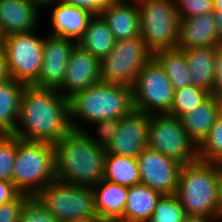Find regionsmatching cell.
<instances>
[{
  "instance_id": "obj_1",
  "label": "cell",
  "mask_w": 222,
  "mask_h": 222,
  "mask_svg": "<svg viewBox=\"0 0 222 222\" xmlns=\"http://www.w3.org/2000/svg\"><path fill=\"white\" fill-rule=\"evenodd\" d=\"M73 130L68 98L56 89L24 87L14 136L55 144Z\"/></svg>"
},
{
  "instance_id": "obj_2",
  "label": "cell",
  "mask_w": 222,
  "mask_h": 222,
  "mask_svg": "<svg viewBox=\"0 0 222 222\" xmlns=\"http://www.w3.org/2000/svg\"><path fill=\"white\" fill-rule=\"evenodd\" d=\"M106 147L73 130L54 144L55 179L94 186L103 180Z\"/></svg>"
},
{
  "instance_id": "obj_3",
  "label": "cell",
  "mask_w": 222,
  "mask_h": 222,
  "mask_svg": "<svg viewBox=\"0 0 222 222\" xmlns=\"http://www.w3.org/2000/svg\"><path fill=\"white\" fill-rule=\"evenodd\" d=\"M69 102L71 124L77 131L84 130L77 119L90 125L112 118L121 119L134 109L131 86L104 81L75 93Z\"/></svg>"
},
{
  "instance_id": "obj_4",
  "label": "cell",
  "mask_w": 222,
  "mask_h": 222,
  "mask_svg": "<svg viewBox=\"0 0 222 222\" xmlns=\"http://www.w3.org/2000/svg\"><path fill=\"white\" fill-rule=\"evenodd\" d=\"M175 194L186 215L222 217L216 163L196 160L182 165Z\"/></svg>"
},
{
  "instance_id": "obj_5",
  "label": "cell",
  "mask_w": 222,
  "mask_h": 222,
  "mask_svg": "<svg viewBox=\"0 0 222 222\" xmlns=\"http://www.w3.org/2000/svg\"><path fill=\"white\" fill-rule=\"evenodd\" d=\"M55 180L54 144L16 137L12 182L22 194L35 196Z\"/></svg>"
},
{
  "instance_id": "obj_6",
  "label": "cell",
  "mask_w": 222,
  "mask_h": 222,
  "mask_svg": "<svg viewBox=\"0 0 222 222\" xmlns=\"http://www.w3.org/2000/svg\"><path fill=\"white\" fill-rule=\"evenodd\" d=\"M140 13V36L154 54L177 48L180 17L174 0H136Z\"/></svg>"
},
{
  "instance_id": "obj_7",
  "label": "cell",
  "mask_w": 222,
  "mask_h": 222,
  "mask_svg": "<svg viewBox=\"0 0 222 222\" xmlns=\"http://www.w3.org/2000/svg\"><path fill=\"white\" fill-rule=\"evenodd\" d=\"M35 197L60 222L99 217L91 186L70 184L55 179L42 188Z\"/></svg>"
},
{
  "instance_id": "obj_8",
  "label": "cell",
  "mask_w": 222,
  "mask_h": 222,
  "mask_svg": "<svg viewBox=\"0 0 222 222\" xmlns=\"http://www.w3.org/2000/svg\"><path fill=\"white\" fill-rule=\"evenodd\" d=\"M131 87L135 110L148 115L169 112L175 90L164 68L154 57L141 67Z\"/></svg>"
},
{
  "instance_id": "obj_9",
  "label": "cell",
  "mask_w": 222,
  "mask_h": 222,
  "mask_svg": "<svg viewBox=\"0 0 222 222\" xmlns=\"http://www.w3.org/2000/svg\"><path fill=\"white\" fill-rule=\"evenodd\" d=\"M147 147L182 165L198 160V147L188 137L180 119L168 114L150 115Z\"/></svg>"
},
{
  "instance_id": "obj_10",
  "label": "cell",
  "mask_w": 222,
  "mask_h": 222,
  "mask_svg": "<svg viewBox=\"0 0 222 222\" xmlns=\"http://www.w3.org/2000/svg\"><path fill=\"white\" fill-rule=\"evenodd\" d=\"M34 32L8 35L3 40L9 76L25 85L38 80L44 59V38Z\"/></svg>"
},
{
  "instance_id": "obj_11",
  "label": "cell",
  "mask_w": 222,
  "mask_h": 222,
  "mask_svg": "<svg viewBox=\"0 0 222 222\" xmlns=\"http://www.w3.org/2000/svg\"><path fill=\"white\" fill-rule=\"evenodd\" d=\"M152 57L141 36L118 40L111 52L100 60L101 79L132 86L141 67Z\"/></svg>"
},
{
  "instance_id": "obj_12",
  "label": "cell",
  "mask_w": 222,
  "mask_h": 222,
  "mask_svg": "<svg viewBox=\"0 0 222 222\" xmlns=\"http://www.w3.org/2000/svg\"><path fill=\"white\" fill-rule=\"evenodd\" d=\"M137 161L141 184L162 195L176 193L181 163L149 147L138 155Z\"/></svg>"
},
{
  "instance_id": "obj_13",
  "label": "cell",
  "mask_w": 222,
  "mask_h": 222,
  "mask_svg": "<svg viewBox=\"0 0 222 222\" xmlns=\"http://www.w3.org/2000/svg\"><path fill=\"white\" fill-rule=\"evenodd\" d=\"M150 115L133 109L120 119L118 132L106 147V153L137 158L147 147Z\"/></svg>"
},
{
  "instance_id": "obj_14",
  "label": "cell",
  "mask_w": 222,
  "mask_h": 222,
  "mask_svg": "<svg viewBox=\"0 0 222 222\" xmlns=\"http://www.w3.org/2000/svg\"><path fill=\"white\" fill-rule=\"evenodd\" d=\"M100 81V59L76 43L70 52L63 84L58 91L69 99Z\"/></svg>"
},
{
  "instance_id": "obj_15",
  "label": "cell",
  "mask_w": 222,
  "mask_h": 222,
  "mask_svg": "<svg viewBox=\"0 0 222 222\" xmlns=\"http://www.w3.org/2000/svg\"><path fill=\"white\" fill-rule=\"evenodd\" d=\"M76 42L59 36L44 37L43 63L38 80L33 86L58 90L67 71V63Z\"/></svg>"
},
{
  "instance_id": "obj_16",
  "label": "cell",
  "mask_w": 222,
  "mask_h": 222,
  "mask_svg": "<svg viewBox=\"0 0 222 222\" xmlns=\"http://www.w3.org/2000/svg\"><path fill=\"white\" fill-rule=\"evenodd\" d=\"M39 10L29 0H0V31L3 37L36 31L41 23Z\"/></svg>"
},
{
  "instance_id": "obj_17",
  "label": "cell",
  "mask_w": 222,
  "mask_h": 222,
  "mask_svg": "<svg viewBox=\"0 0 222 222\" xmlns=\"http://www.w3.org/2000/svg\"><path fill=\"white\" fill-rule=\"evenodd\" d=\"M215 13L180 18L177 48L221 47Z\"/></svg>"
},
{
  "instance_id": "obj_18",
  "label": "cell",
  "mask_w": 222,
  "mask_h": 222,
  "mask_svg": "<svg viewBox=\"0 0 222 222\" xmlns=\"http://www.w3.org/2000/svg\"><path fill=\"white\" fill-rule=\"evenodd\" d=\"M51 10V36H59L74 40L76 43L83 36L89 19L93 16L87 9L65 4L57 0Z\"/></svg>"
},
{
  "instance_id": "obj_19",
  "label": "cell",
  "mask_w": 222,
  "mask_h": 222,
  "mask_svg": "<svg viewBox=\"0 0 222 222\" xmlns=\"http://www.w3.org/2000/svg\"><path fill=\"white\" fill-rule=\"evenodd\" d=\"M100 15L116 41L140 36V13L136 0H117L102 10Z\"/></svg>"
},
{
  "instance_id": "obj_20",
  "label": "cell",
  "mask_w": 222,
  "mask_h": 222,
  "mask_svg": "<svg viewBox=\"0 0 222 222\" xmlns=\"http://www.w3.org/2000/svg\"><path fill=\"white\" fill-rule=\"evenodd\" d=\"M221 112V101L210 94L201 104L179 119L188 137L198 147L208 136Z\"/></svg>"
},
{
  "instance_id": "obj_21",
  "label": "cell",
  "mask_w": 222,
  "mask_h": 222,
  "mask_svg": "<svg viewBox=\"0 0 222 222\" xmlns=\"http://www.w3.org/2000/svg\"><path fill=\"white\" fill-rule=\"evenodd\" d=\"M92 188L98 216L105 222H118L124 214L128 187L103 179Z\"/></svg>"
},
{
  "instance_id": "obj_22",
  "label": "cell",
  "mask_w": 222,
  "mask_h": 222,
  "mask_svg": "<svg viewBox=\"0 0 222 222\" xmlns=\"http://www.w3.org/2000/svg\"><path fill=\"white\" fill-rule=\"evenodd\" d=\"M185 53L191 84L208 91L213 89L217 47L186 48Z\"/></svg>"
},
{
  "instance_id": "obj_23",
  "label": "cell",
  "mask_w": 222,
  "mask_h": 222,
  "mask_svg": "<svg viewBox=\"0 0 222 222\" xmlns=\"http://www.w3.org/2000/svg\"><path fill=\"white\" fill-rule=\"evenodd\" d=\"M161 195L141 183L128 187L124 214L118 222H149Z\"/></svg>"
},
{
  "instance_id": "obj_24",
  "label": "cell",
  "mask_w": 222,
  "mask_h": 222,
  "mask_svg": "<svg viewBox=\"0 0 222 222\" xmlns=\"http://www.w3.org/2000/svg\"><path fill=\"white\" fill-rule=\"evenodd\" d=\"M26 85L12 78L0 82V134H13Z\"/></svg>"
},
{
  "instance_id": "obj_25",
  "label": "cell",
  "mask_w": 222,
  "mask_h": 222,
  "mask_svg": "<svg viewBox=\"0 0 222 222\" xmlns=\"http://www.w3.org/2000/svg\"><path fill=\"white\" fill-rule=\"evenodd\" d=\"M115 42L113 32L98 14L89 19L87 28L77 44L101 60L111 52Z\"/></svg>"
},
{
  "instance_id": "obj_26",
  "label": "cell",
  "mask_w": 222,
  "mask_h": 222,
  "mask_svg": "<svg viewBox=\"0 0 222 222\" xmlns=\"http://www.w3.org/2000/svg\"><path fill=\"white\" fill-rule=\"evenodd\" d=\"M103 179L126 187L140 184L137 158L106 153Z\"/></svg>"
},
{
  "instance_id": "obj_27",
  "label": "cell",
  "mask_w": 222,
  "mask_h": 222,
  "mask_svg": "<svg viewBox=\"0 0 222 222\" xmlns=\"http://www.w3.org/2000/svg\"><path fill=\"white\" fill-rule=\"evenodd\" d=\"M153 57L164 68L174 90L191 86L188 65L182 49H163L153 54Z\"/></svg>"
},
{
  "instance_id": "obj_28",
  "label": "cell",
  "mask_w": 222,
  "mask_h": 222,
  "mask_svg": "<svg viewBox=\"0 0 222 222\" xmlns=\"http://www.w3.org/2000/svg\"><path fill=\"white\" fill-rule=\"evenodd\" d=\"M210 93L193 85L174 91L173 102L168 115L180 118L201 104Z\"/></svg>"
},
{
  "instance_id": "obj_29",
  "label": "cell",
  "mask_w": 222,
  "mask_h": 222,
  "mask_svg": "<svg viewBox=\"0 0 222 222\" xmlns=\"http://www.w3.org/2000/svg\"><path fill=\"white\" fill-rule=\"evenodd\" d=\"M186 212L176 194L161 195L149 222H184Z\"/></svg>"
},
{
  "instance_id": "obj_30",
  "label": "cell",
  "mask_w": 222,
  "mask_h": 222,
  "mask_svg": "<svg viewBox=\"0 0 222 222\" xmlns=\"http://www.w3.org/2000/svg\"><path fill=\"white\" fill-rule=\"evenodd\" d=\"M198 160L213 163L222 161V112L218 115L208 136L198 146Z\"/></svg>"
},
{
  "instance_id": "obj_31",
  "label": "cell",
  "mask_w": 222,
  "mask_h": 222,
  "mask_svg": "<svg viewBox=\"0 0 222 222\" xmlns=\"http://www.w3.org/2000/svg\"><path fill=\"white\" fill-rule=\"evenodd\" d=\"M16 158V136L0 134V180L12 182Z\"/></svg>"
},
{
  "instance_id": "obj_32",
  "label": "cell",
  "mask_w": 222,
  "mask_h": 222,
  "mask_svg": "<svg viewBox=\"0 0 222 222\" xmlns=\"http://www.w3.org/2000/svg\"><path fill=\"white\" fill-rule=\"evenodd\" d=\"M19 222H60L35 197H29L22 207Z\"/></svg>"
},
{
  "instance_id": "obj_33",
  "label": "cell",
  "mask_w": 222,
  "mask_h": 222,
  "mask_svg": "<svg viewBox=\"0 0 222 222\" xmlns=\"http://www.w3.org/2000/svg\"><path fill=\"white\" fill-rule=\"evenodd\" d=\"M90 125L96 126L97 137H95V135L94 136L91 135L90 132L87 130V128L84 127L83 132L86 134V136L94 143L107 147L109 143L112 141L113 137L118 132L120 126V119L112 118V119L102 120Z\"/></svg>"
},
{
  "instance_id": "obj_34",
  "label": "cell",
  "mask_w": 222,
  "mask_h": 222,
  "mask_svg": "<svg viewBox=\"0 0 222 222\" xmlns=\"http://www.w3.org/2000/svg\"><path fill=\"white\" fill-rule=\"evenodd\" d=\"M180 18H190L214 12L213 0H174Z\"/></svg>"
},
{
  "instance_id": "obj_35",
  "label": "cell",
  "mask_w": 222,
  "mask_h": 222,
  "mask_svg": "<svg viewBox=\"0 0 222 222\" xmlns=\"http://www.w3.org/2000/svg\"><path fill=\"white\" fill-rule=\"evenodd\" d=\"M27 194H20L15 200L0 205V222H19L22 207L29 198Z\"/></svg>"
},
{
  "instance_id": "obj_36",
  "label": "cell",
  "mask_w": 222,
  "mask_h": 222,
  "mask_svg": "<svg viewBox=\"0 0 222 222\" xmlns=\"http://www.w3.org/2000/svg\"><path fill=\"white\" fill-rule=\"evenodd\" d=\"M60 1H62L65 4L87 9L93 15H98L109 4H112L117 0H60Z\"/></svg>"
},
{
  "instance_id": "obj_37",
  "label": "cell",
  "mask_w": 222,
  "mask_h": 222,
  "mask_svg": "<svg viewBox=\"0 0 222 222\" xmlns=\"http://www.w3.org/2000/svg\"><path fill=\"white\" fill-rule=\"evenodd\" d=\"M214 74L215 77L211 94L215 96L219 101H221L222 100V46L217 47Z\"/></svg>"
},
{
  "instance_id": "obj_38",
  "label": "cell",
  "mask_w": 222,
  "mask_h": 222,
  "mask_svg": "<svg viewBox=\"0 0 222 222\" xmlns=\"http://www.w3.org/2000/svg\"><path fill=\"white\" fill-rule=\"evenodd\" d=\"M20 194L13 182L0 180V205L15 200Z\"/></svg>"
},
{
  "instance_id": "obj_39",
  "label": "cell",
  "mask_w": 222,
  "mask_h": 222,
  "mask_svg": "<svg viewBox=\"0 0 222 222\" xmlns=\"http://www.w3.org/2000/svg\"><path fill=\"white\" fill-rule=\"evenodd\" d=\"M7 69L6 52L4 46H0V82L9 79Z\"/></svg>"
},
{
  "instance_id": "obj_40",
  "label": "cell",
  "mask_w": 222,
  "mask_h": 222,
  "mask_svg": "<svg viewBox=\"0 0 222 222\" xmlns=\"http://www.w3.org/2000/svg\"><path fill=\"white\" fill-rule=\"evenodd\" d=\"M219 220L222 222V217L187 215L184 222H218Z\"/></svg>"
},
{
  "instance_id": "obj_41",
  "label": "cell",
  "mask_w": 222,
  "mask_h": 222,
  "mask_svg": "<svg viewBox=\"0 0 222 222\" xmlns=\"http://www.w3.org/2000/svg\"><path fill=\"white\" fill-rule=\"evenodd\" d=\"M215 21L217 25V33L222 43V13H215Z\"/></svg>"
},
{
  "instance_id": "obj_42",
  "label": "cell",
  "mask_w": 222,
  "mask_h": 222,
  "mask_svg": "<svg viewBox=\"0 0 222 222\" xmlns=\"http://www.w3.org/2000/svg\"><path fill=\"white\" fill-rule=\"evenodd\" d=\"M217 165V172L219 178V190H220V204L222 209V161L216 162Z\"/></svg>"
},
{
  "instance_id": "obj_43",
  "label": "cell",
  "mask_w": 222,
  "mask_h": 222,
  "mask_svg": "<svg viewBox=\"0 0 222 222\" xmlns=\"http://www.w3.org/2000/svg\"><path fill=\"white\" fill-rule=\"evenodd\" d=\"M31 3L35 4L38 6L40 9L49 7V5L53 4L57 0H29Z\"/></svg>"
},
{
  "instance_id": "obj_44",
  "label": "cell",
  "mask_w": 222,
  "mask_h": 222,
  "mask_svg": "<svg viewBox=\"0 0 222 222\" xmlns=\"http://www.w3.org/2000/svg\"><path fill=\"white\" fill-rule=\"evenodd\" d=\"M67 222H105L100 217H85L80 219H74Z\"/></svg>"
},
{
  "instance_id": "obj_45",
  "label": "cell",
  "mask_w": 222,
  "mask_h": 222,
  "mask_svg": "<svg viewBox=\"0 0 222 222\" xmlns=\"http://www.w3.org/2000/svg\"><path fill=\"white\" fill-rule=\"evenodd\" d=\"M214 13H222V0H213Z\"/></svg>"
},
{
  "instance_id": "obj_46",
  "label": "cell",
  "mask_w": 222,
  "mask_h": 222,
  "mask_svg": "<svg viewBox=\"0 0 222 222\" xmlns=\"http://www.w3.org/2000/svg\"><path fill=\"white\" fill-rule=\"evenodd\" d=\"M3 40H4V37H3V35L1 33V31H0V46L3 45Z\"/></svg>"
}]
</instances>
